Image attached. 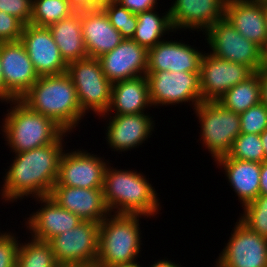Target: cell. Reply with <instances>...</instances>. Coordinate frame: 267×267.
Masks as SVG:
<instances>
[{"mask_svg":"<svg viewBox=\"0 0 267 267\" xmlns=\"http://www.w3.org/2000/svg\"><path fill=\"white\" fill-rule=\"evenodd\" d=\"M262 146L264 147L265 161L267 162V129L260 134Z\"/></svg>","mask_w":267,"mask_h":267,"instance_id":"obj_46","label":"cell"},{"mask_svg":"<svg viewBox=\"0 0 267 267\" xmlns=\"http://www.w3.org/2000/svg\"><path fill=\"white\" fill-rule=\"evenodd\" d=\"M227 155L232 159L262 163L265 161V153L260 135L240 133Z\"/></svg>","mask_w":267,"mask_h":267,"instance_id":"obj_31","label":"cell"},{"mask_svg":"<svg viewBox=\"0 0 267 267\" xmlns=\"http://www.w3.org/2000/svg\"><path fill=\"white\" fill-rule=\"evenodd\" d=\"M118 0H92V9L103 8L106 5L117 2Z\"/></svg>","mask_w":267,"mask_h":267,"instance_id":"obj_43","label":"cell"},{"mask_svg":"<svg viewBox=\"0 0 267 267\" xmlns=\"http://www.w3.org/2000/svg\"><path fill=\"white\" fill-rule=\"evenodd\" d=\"M0 61L5 86V102L21 98L38 80L34 66L19 41L0 43Z\"/></svg>","mask_w":267,"mask_h":267,"instance_id":"obj_12","label":"cell"},{"mask_svg":"<svg viewBox=\"0 0 267 267\" xmlns=\"http://www.w3.org/2000/svg\"><path fill=\"white\" fill-rule=\"evenodd\" d=\"M140 262H132L128 264H114V265H95V267H142Z\"/></svg>","mask_w":267,"mask_h":267,"instance_id":"obj_45","label":"cell"},{"mask_svg":"<svg viewBox=\"0 0 267 267\" xmlns=\"http://www.w3.org/2000/svg\"><path fill=\"white\" fill-rule=\"evenodd\" d=\"M232 231L216 260L225 267H267V239L239 219Z\"/></svg>","mask_w":267,"mask_h":267,"instance_id":"obj_14","label":"cell"},{"mask_svg":"<svg viewBox=\"0 0 267 267\" xmlns=\"http://www.w3.org/2000/svg\"><path fill=\"white\" fill-rule=\"evenodd\" d=\"M75 11L69 0H32L30 24L49 27Z\"/></svg>","mask_w":267,"mask_h":267,"instance_id":"obj_30","label":"cell"},{"mask_svg":"<svg viewBox=\"0 0 267 267\" xmlns=\"http://www.w3.org/2000/svg\"><path fill=\"white\" fill-rule=\"evenodd\" d=\"M152 107L189 103L195 108L202 102L200 73L147 71ZM186 102V103H185ZM191 102V104H190ZM171 104V105H170Z\"/></svg>","mask_w":267,"mask_h":267,"instance_id":"obj_9","label":"cell"},{"mask_svg":"<svg viewBox=\"0 0 267 267\" xmlns=\"http://www.w3.org/2000/svg\"><path fill=\"white\" fill-rule=\"evenodd\" d=\"M139 218L142 215L109 213L100 222L95 265L137 262L142 245Z\"/></svg>","mask_w":267,"mask_h":267,"instance_id":"obj_5","label":"cell"},{"mask_svg":"<svg viewBox=\"0 0 267 267\" xmlns=\"http://www.w3.org/2000/svg\"><path fill=\"white\" fill-rule=\"evenodd\" d=\"M0 11L15 16L24 25L30 24L32 0H0Z\"/></svg>","mask_w":267,"mask_h":267,"instance_id":"obj_37","label":"cell"},{"mask_svg":"<svg viewBox=\"0 0 267 267\" xmlns=\"http://www.w3.org/2000/svg\"><path fill=\"white\" fill-rule=\"evenodd\" d=\"M98 59L112 84L147 74L148 50L132 39H124Z\"/></svg>","mask_w":267,"mask_h":267,"instance_id":"obj_17","label":"cell"},{"mask_svg":"<svg viewBox=\"0 0 267 267\" xmlns=\"http://www.w3.org/2000/svg\"><path fill=\"white\" fill-rule=\"evenodd\" d=\"M20 42L39 76L67 72L68 64L61 57L58 45L48 27L24 25Z\"/></svg>","mask_w":267,"mask_h":267,"instance_id":"obj_15","label":"cell"},{"mask_svg":"<svg viewBox=\"0 0 267 267\" xmlns=\"http://www.w3.org/2000/svg\"><path fill=\"white\" fill-rule=\"evenodd\" d=\"M58 45L61 57L68 64L88 57L82 34L81 10L48 27Z\"/></svg>","mask_w":267,"mask_h":267,"instance_id":"obj_26","label":"cell"},{"mask_svg":"<svg viewBox=\"0 0 267 267\" xmlns=\"http://www.w3.org/2000/svg\"><path fill=\"white\" fill-rule=\"evenodd\" d=\"M226 109L242 113L261 102V83L255 72L247 80L227 90L218 101Z\"/></svg>","mask_w":267,"mask_h":267,"instance_id":"obj_28","label":"cell"},{"mask_svg":"<svg viewBox=\"0 0 267 267\" xmlns=\"http://www.w3.org/2000/svg\"><path fill=\"white\" fill-rule=\"evenodd\" d=\"M155 264L150 265L149 267H182V265L176 264L175 262H171V260H168L166 258L157 260V262H154ZM143 267V266H142Z\"/></svg>","mask_w":267,"mask_h":267,"instance_id":"obj_42","label":"cell"},{"mask_svg":"<svg viewBox=\"0 0 267 267\" xmlns=\"http://www.w3.org/2000/svg\"><path fill=\"white\" fill-rule=\"evenodd\" d=\"M185 42L166 39L148 50L147 71L200 73L203 52Z\"/></svg>","mask_w":267,"mask_h":267,"instance_id":"obj_21","label":"cell"},{"mask_svg":"<svg viewBox=\"0 0 267 267\" xmlns=\"http://www.w3.org/2000/svg\"><path fill=\"white\" fill-rule=\"evenodd\" d=\"M0 102H5V86L3 81L2 67L0 61Z\"/></svg>","mask_w":267,"mask_h":267,"instance_id":"obj_44","label":"cell"},{"mask_svg":"<svg viewBox=\"0 0 267 267\" xmlns=\"http://www.w3.org/2000/svg\"><path fill=\"white\" fill-rule=\"evenodd\" d=\"M57 267H87L84 265H58Z\"/></svg>","mask_w":267,"mask_h":267,"instance_id":"obj_47","label":"cell"},{"mask_svg":"<svg viewBox=\"0 0 267 267\" xmlns=\"http://www.w3.org/2000/svg\"><path fill=\"white\" fill-rule=\"evenodd\" d=\"M226 2L227 0H175L169 8L174 31L188 29L204 33L224 18Z\"/></svg>","mask_w":267,"mask_h":267,"instance_id":"obj_18","label":"cell"},{"mask_svg":"<svg viewBox=\"0 0 267 267\" xmlns=\"http://www.w3.org/2000/svg\"><path fill=\"white\" fill-rule=\"evenodd\" d=\"M49 196L83 221L100 223L110 213L104 203L102 188L54 186Z\"/></svg>","mask_w":267,"mask_h":267,"instance_id":"obj_22","label":"cell"},{"mask_svg":"<svg viewBox=\"0 0 267 267\" xmlns=\"http://www.w3.org/2000/svg\"><path fill=\"white\" fill-rule=\"evenodd\" d=\"M224 18L244 37L267 49L265 2L261 0H227Z\"/></svg>","mask_w":267,"mask_h":267,"instance_id":"obj_20","label":"cell"},{"mask_svg":"<svg viewBox=\"0 0 267 267\" xmlns=\"http://www.w3.org/2000/svg\"><path fill=\"white\" fill-rule=\"evenodd\" d=\"M107 14L111 25L120 32L124 39H132L136 27L137 16L118 2L102 8Z\"/></svg>","mask_w":267,"mask_h":267,"instance_id":"obj_33","label":"cell"},{"mask_svg":"<svg viewBox=\"0 0 267 267\" xmlns=\"http://www.w3.org/2000/svg\"><path fill=\"white\" fill-rule=\"evenodd\" d=\"M100 223L82 221L75 228L56 235L48 242L59 265L95 267Z\"/></svg>","mask_w":267,"mask_h":267,"instance_id":"obj_10","label":"cell"},{"mask_svg":"<svg viewBox=\"0 0 267 267\" xmlns=\"http://www.w3.org/2000/svg\"><path fill=\"white\" fill-rule=\"evenodd\" d=\"M67 73L76 88L82 113L105 114L111 101L112 83L103 73L99 59L87 57L72 61L68 63Z\"/></svg>","mask_w":267,"mask_h":267,"instance_id":"obj_7","label":"cell"},{"mask_svg":"<svg viewBox=\"0 0 267 267\" xmlns=\"http://www.w3.org/2000/svg\"><path fill=\"white\" fill-rule=\"evenodd\" d=\"M19 100L29 109L51 118L68 133L74 131L85 116L81 111L76 88L67 72L39 76Z\"/></svg>","mask_w":267,"mask_h":267,"instance_id":"obj_2","label":"cell"},{"mask_svg":"<svg viewBox=\"0 0 267 267\" xmlns=\"http://www.w3.org/2000/svg\"><path fill=\"white\" fill-rule=\"evenodd\" d=\"M243 211L239 220L267 239V195H258L243 207Z\"/></svg>","mask_w":267,"mask_h":267,"instance_id":"obj_32","label":"cell"},{"mask_svg":"<svg viewBox=\"0 0 267 267\" xmlns=\"http://www.w3.org/2000/svg\"><path fill=\"white\" fill-rule=\"evenodd\" d=\"M149 113L137 114H103L99 117H108L106 121V137L107 144L114 151L124 152L134 149L145 143L152 135L155 120ZM113 115V116H109ZM110 117V118H109ZM152 131V132H151Z\"/></svg>","mask_w":267,"mask_h":267,"instance_id":"obj_16","label":"cell"},{"mask_svg":"<svg viewBox=\"0 0 267 267\" xmlns=\"http://www.w3.org/2000/svg\"><path fill=\"white\" fill-rule=\"evenodd\" d=\"M192 109L201 125L200 141L213 160L227 155L241 133L239 113L226 109L217 101H202Z\"/></svg>","mask_w":267,"mask_h":267,"instance_id":"obj_6","label":"cell"},{"mask_svg":"<svg viewBox=\"0 0 267 267\" xmlns=\"http://www.w3.org/2000/svg\"><path fill=\"white\" fill-rule=\"evenodd\" d=\"M254 73L246 65L222 60L204 52L200 65L202 101H218L227 90L247 80Z\"/></svg>","mask_w":267,"mask_h":267,"instance_id":"obj_13","label":"cell"},{"mask_svg":"<svg viewBox=\"0 0 267 267\" xmlns=\"http://www.w3.org/2000/svg\"><path fill=\"white\" fill-rule=\"evenodd\" d=\"M215 267H225V266H223L218 260L217 261H215V265H214Z\"/></svg>","mask_w":267,"mask_h":267,"instance_id":"obj_49","label":"cell"},{"mask_svg":"<svg viewBox=\"0 0 267 267\" xmlns=\"http://www.w3.org/2000/svg\"><path fill=\"white\" fill-rule=\"evenodd\" d=\"M110 165L108 163L104 171L102 188L104 203L109 212L142 215L145 218L159 214L162 206L158 193L145 175L132 169H116Z\"/></svg>","mask_w":267,"mask_h":267,"instance_id":"obj_3","label":"cell"},{"mask_svg":"<svg viewBox=\"0 0 267 267\" xmlns=\"http://www.w3.org/2000/svg\"><path fill=\"white\" fill-rule=\"evenodd\" d=\"M264 67L267 69V49L264 51Z\"/></svg>","mask_w":267,"mask_h":267,"instance_id":"obj_48","label":"cell"},{"mask_svg":"<svg viewBox=\"0 0 267 267\" xmlns=\"http://www.w3.org/2000/svg\"><path fill=\"white\" fill-rule=\"evenodd\" d=\"M52 247L48 241L31 238L19 244L16 267H57Z\"/></svg>","mask_w":267,"mask_h":267,"instance_id":"obj_29","label":"cell"},{"mask_svg":"<svg viewBox=\"0 0 267 267\" xmlns=\"http://www.w3.org/2000/svg\"><path fill=\"white\" fill-rule=\"evenodd\" d=\"M155 9L157 10L158 8L136 14L137 27L132 40L147 50L167 39L163 38L166 34L174 33L169 9L162 13V15L158 14Z\"/></svg>","mask_w":267,"mask_h":267,"instance_id":"obj_27","label":"cell"},{"mask_svg":"<svg viewBox=\"0 0 267 267\" xmlns=\"http://www.w3.org/2000/svg\"><path fill=\"white\" fill-rule=\"evenodd\" d=\"M259 195H267V162L261 163Z\"/></svg>","mask_w":267,"mask_h":267,"instance_id":"obj_40","label":"cell"},{"mask_svg":"<svg viewBox=\"0 0 267 267\" xmlns=\"http://www.w3.org/2000/svg\"><path fill=\"white\" fill-rule=\"evenodd\" d=\"M265 17H266V28H267V2L265 3Z\"/></svg>","mask_w":267,"mask_h":267,"instance_id":"obj_50","label":"cell"},{"mask_svg":"<svg viewBox=\"0 0 267 267\" xmlns=\"http://www.w3.org/2000/svg\"><path fill=\"white\" fill-rule=\"evenodd\" d=\"M65 132L55 143L29 151L15 153L5 173L1 200L13 203L25 196H49L57 181L59 162L64 150Z\"/></svg>","mask_w":267,"mask_h":267,"instance_id":"obj_1","label":"cell"},{"mask_svg":"<svg viewBox=\"0 0 267 267\" xmlns=\"http://www.w3.org/2000/svg\"><path fill=\"white\" fill-rule=\"evenodd\" d=\"M147 107H152L149 85L146 75H142L112 84L111 101L105 114L145 113Z\"/></svg>","mask_w":267,"mask_h":267,"instance_id":"obj_25","label":"cell"},{"mask_svg":"<svg viewBox=\"0 0 267 267\" xmlns=\"http://www.w3.org/2000/svg\"><path fill=\"white\" fill-rule=\"evenodd\" d=\"M257 73L261 83V102L267 107V69L262 66Z\"/></svg>","mask_w":267,"mask_h":267,"instance_id":"obj_39","label":"cell"},{"mask_svg":"<svg viewBox=\"0 0 267 267\" xmlns=\"http://www.w3.org/2000/svg\"><path fill=\"white\" fill-rule=\"evenodd\" d=\"M117 2L133 14L149 11L158 7L157 0H118Z\"/></svg>","mask_w":267,"mask_h":267,"instance_id":"obj_38","label":"cell"},{"mask_svg":"<svg viewBox=\"0 0 267 267\" xmlns=\"http://www.w3.org/2000/svg\"><path fill=\"white\" fill-rule=\"evenodd\" d=\"M12 232L0 231V267H16L20 240Z\"/></svg>","mask_w":267,"mask_h":267,"instance_id":"obj_35","label":"cell"},{"mask_svg":"<svg viewBox=\"0 0 267 267\" xmlns=\"http://www.w3.org/2000/svg\"><path fill=\"white\" fill-rule=\"evenodd\" d=\"M210 54L250 67L257 72L264 66V51L255 43L244 38L225 18L211 25L205 33Z\"/></svg>","mask_w":267,"mask_h":267,"instance_id":"obj_8","label":"cell"},{"mask_svg":"<svg viewBox=\"0 0 267 267\" xmlns=\"http://www.w3.org/2000/svg\"><path fill=\"white\" fill-rule=\"evenodd\" d=\"M81 25L88 57L99 58L124 40L101 8L81 10Z\"/></svg>","mask_w":267,"mask_h":267,"instance_id":"obj_23","label":"cell"},{"mask_svg":"<svg viewBox=\"0 0 267 267\" xmlns=\"http://www.w3.org/2000/svg\"><path fill=\"white\" fill-rule=\"evenodd\" d=\"M225 170L228 183L237 194L241 207L259 195L261 163L232 159L228 155L215 160Z\"/></svg>","mask_w":267,"mask_h":267,"instance_id":"obj_24","label":"cell"},{"mask_svg":"<svg viewBox=\"0 0 267 267\" xmlns=\"http://www.w3.org/2000/svg\"><path fill=\"white\" fill-rule=\"evenodd\" d=\"M69 2L76 11L92 9V0H69Z\"/></svg>","mask_w":267,"mask_h":267,"instance_id":"obj_41","label":"cell"},{"mask_svg":"<svg viewBox=\"0 0 267 267\" xmlns=\"http://www.w3.org/2000/svg\"><path fill=\"white\" fill-rule=\"evenodd\" d=\"M8 103L10 108L1 130L11 152L21 153L55 143L65 133L51 118L29 109L19 99Z\"/></svg>","mask_w":267,"mask_h":267,"instance_id":"obj_4","label":"cell"},{"mask_svg":"<svg viewBox=\"0 0 267 267\" xmlns=\"http://www.w3.org/2000/svg\"><path fill=\"white\" fill-rule=\"evenodd\" d=\"M241 133L260 135L267 129V107L262 103L239 114Z\"/></svg>","mask_w":267,"mask_h":267,"instance_id":"obj_34","label":"cell"},{"mask_svg":"<svg viewBox=\"0 0 267 267\" xmlns=\"http://www.w3.org/2000/svg\"><path fill=\"white\" fill-rule=\"evenodd\" d=\"M41 207L27 217L25 225L32 238L49 241L56 235L75 228L83 220L61 207L52 197L35 198ZM43 205V206H42Z\"/></svg>","mask_w":267,"mask_h":267,"instance_id":"obj_19","label":"cell"},{"mask_svg":"<svg viewBox=\"0 0 267 267\" xmlns=\"http://www.w3.org/2000/svg\"><path fill=\"white\" fill-rule=\"evenodd\" d=\"M23 26L15 16L0 11V43L19 41Z\"/></svg>","mask_w":267,"mask_h":267,"instance_id":"obj_36","label":"cell"},{"mask_svg":"<svg viewBox=\"0 0 267 267\" xmlns=\"http://www.w3.org/2000/svg\"><path fill=\"white\" fill-rule=\"evenodd\" d=\"M108 161L84 149L64 151L59 162L54 186L103 188L104 171Z\"/></svg>","mask_w":267,"mask_h":267,"instance_id":"obj_11","label":"cell"}]
</instances>
